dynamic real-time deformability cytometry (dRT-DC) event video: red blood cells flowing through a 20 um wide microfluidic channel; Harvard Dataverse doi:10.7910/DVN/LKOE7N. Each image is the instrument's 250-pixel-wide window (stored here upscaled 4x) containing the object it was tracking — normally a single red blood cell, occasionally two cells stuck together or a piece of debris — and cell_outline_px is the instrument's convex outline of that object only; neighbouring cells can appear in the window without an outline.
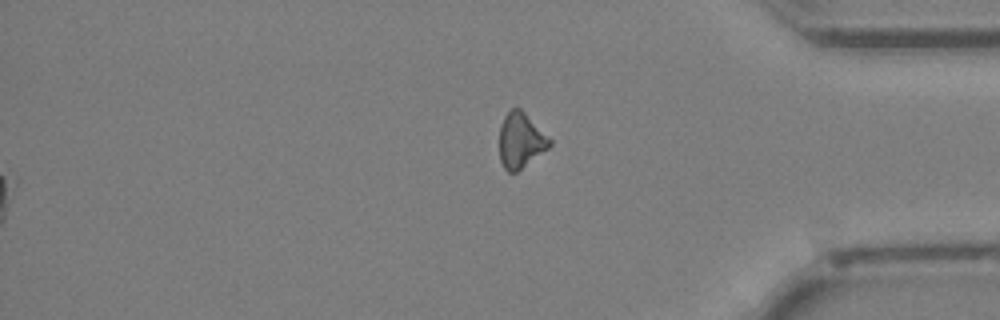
{"species": "Egyptian fruit bat (a non-hibernating species)", "species_latin": "Rousettus aegyptiacus", "temperature_condition": "cold", "stored_images_in_passage": 41, "segment_of_instrument_passage": [2, 2], "camera_frame_rate_fps": 3000, "um_per_image_px": 0.085, "animal": {"sex": "female"}, "frame": {"image": 1, "passage_image": 41, "time_ms": 13.333, "image_size_px": [1000, 320], "cell_outline_px": [[552, 144], [548, 148], [516, 172], [508, 172], [504, 168], [500, 160], [500, 124], [504, 116], [512, 108], [520, 108], [552, 140]], "centroid_in_image_um": [44.25, 11.93], "position_along_channel_um": 391.0, "area_um2": 15.95}}